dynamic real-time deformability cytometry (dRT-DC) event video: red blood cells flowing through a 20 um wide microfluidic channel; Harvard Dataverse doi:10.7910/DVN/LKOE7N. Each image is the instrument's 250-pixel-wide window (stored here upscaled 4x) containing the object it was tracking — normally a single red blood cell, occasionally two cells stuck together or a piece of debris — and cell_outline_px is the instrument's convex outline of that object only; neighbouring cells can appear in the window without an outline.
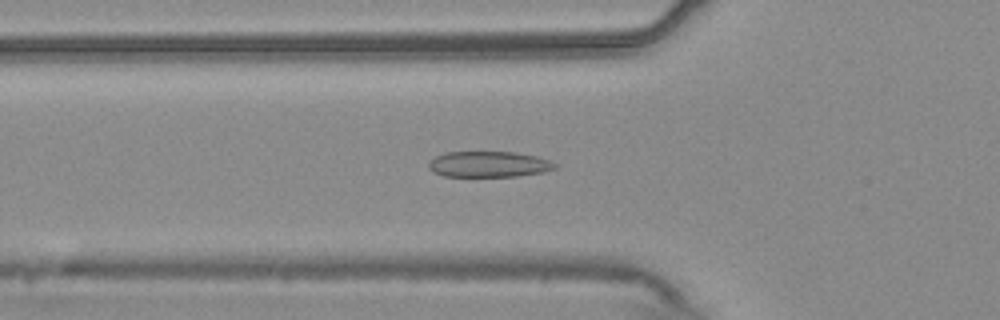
{"species": "common noctule bat (a hibernating species)", "species_latin": "Nyctalus noctula", "temperature_condition": "warm", "stored_images_in_passage": 28, "camera_frame_rate_fps": 3000, "um_per_image_px": 0.085, "animal": {"sex": "male", "body_mass_g": 20.4}, "frame": {"image": 1, "passage_image": 12, "time_ms": 3.667, "image_size_px": [1000, 320], "cell_outline_px": [[556, 168], [544, 172], [516, 176], [444, 176], [432, 172], [428, 168], [428, 164], [436, 156], [448, 152], [512, 152], [536, 156], [548, 160], [556, 164]], "centroid_in_image_um": [41.53, 13.96], "position_along_channel_um": 84.3, "area_um2": 18.84}}
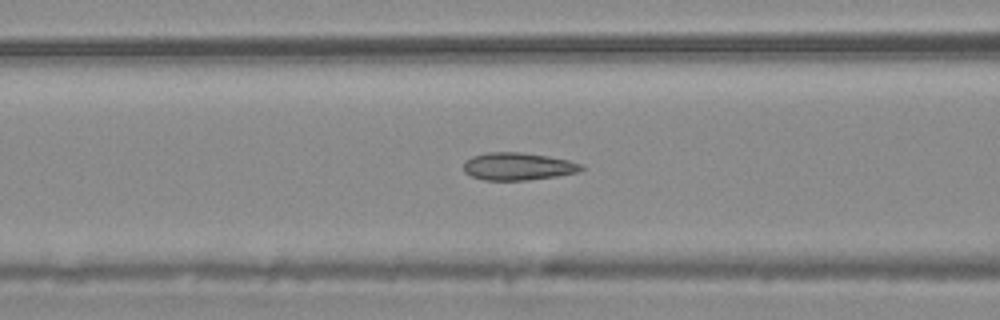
{"frame": {"image": 2, "passage_image": 15, "time_ms": 4.667, "image_size_px": [1000, 320], "cell_outline_px": [[584, 168], [580, 172], [556, 176], [528, 180], [484, 180], [472, 176], [464, 172], [464, 160], [472, 156], [488, 152], [520, 152], [548, 156], [568, 160], [580, 164]], "centroid_in_image_um": [44.01, 14.14], "position_along_channel_um": 122.6, "area_um2": 18.9}}